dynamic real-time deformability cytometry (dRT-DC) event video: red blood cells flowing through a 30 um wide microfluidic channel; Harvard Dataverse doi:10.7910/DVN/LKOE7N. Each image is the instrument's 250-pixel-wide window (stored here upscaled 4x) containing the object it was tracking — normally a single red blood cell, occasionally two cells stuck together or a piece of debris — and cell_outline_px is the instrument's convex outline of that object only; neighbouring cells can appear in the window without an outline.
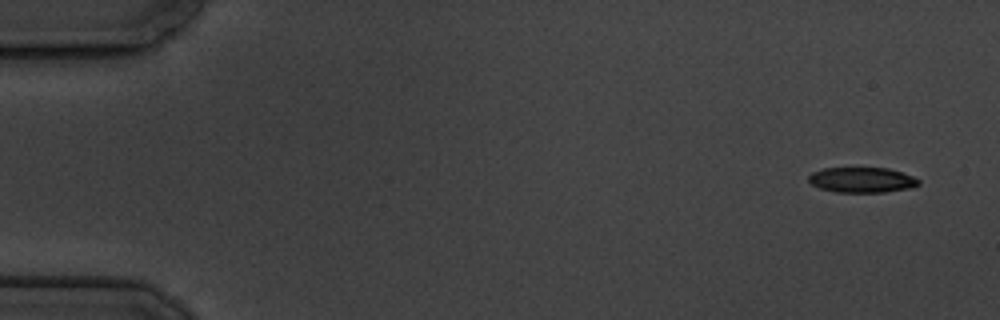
{"species": "common noctule bat (a hibernating species)", "species_latin": "Nyctalus noctula", "temperature_condition": "cold", "stored_images_in_passage": 4, "camera_frame_rate_fps": 3000, "um_per_image_px": 0.085, "animal": {"sex": "male", "body_mass_g": 19.5, "forearm_length_mm": 54.6}, "frame": {"image": 1, "passage_image": 1, "time_ms": 0.0, "image_size_px": [1000, 320], "cell_outline_px": [[920, 184], [912, 188], [884, 192], [836, 192], [820, 188], [812, 184], [808, 180], [808, 176], [812, 172], [824, 168], [888, 168], [912, 176], [920, 180]], "centroid_in_image_um": [73.27, 15.29], "position_along_channel_um": 11.7, "area_um2": 16.18}}